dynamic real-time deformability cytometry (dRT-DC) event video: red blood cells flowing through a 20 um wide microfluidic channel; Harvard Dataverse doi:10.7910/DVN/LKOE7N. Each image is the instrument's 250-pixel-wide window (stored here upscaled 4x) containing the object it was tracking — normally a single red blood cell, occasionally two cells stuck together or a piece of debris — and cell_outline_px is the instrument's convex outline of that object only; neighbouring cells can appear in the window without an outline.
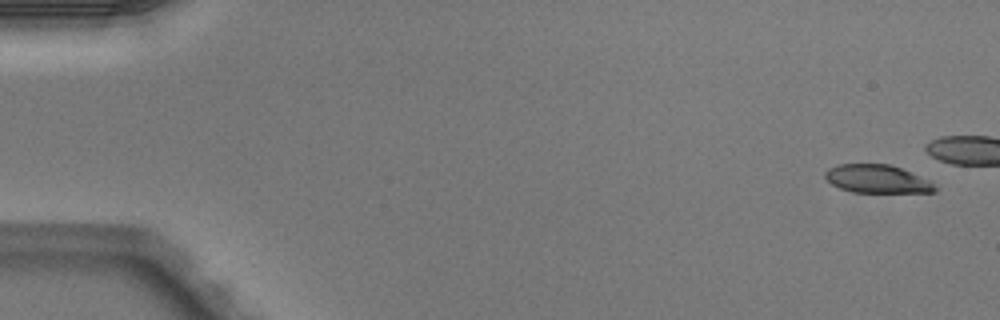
{"species": "Egyptian fruit bat (a non-hibernating species)", "species_latin": "Rousettus aegyptiacus", "temperature_condition": "warm", "stored_images_in_passage": 6, "camera_frame_rate_fps": 3000, "um_per_image_px": 0.085, "animal": {"sex": "male"}, "frame": {"image": 1, "passage_image": 1, "time_ms": 0.0, "image_size_px": [1000, 320], "cell_outline_px": [[936, 192], [852, 192], [840, 188], [832, 184], [824, 176], [824, 172], [828, 168], [840, 164], [888, 164], [900, 168], [928, 180], [936, 188]], "centroid_in_image_um": [74.5, 15.21], "position_along_channel_um": 10.5, "area_um2": 17.74}}
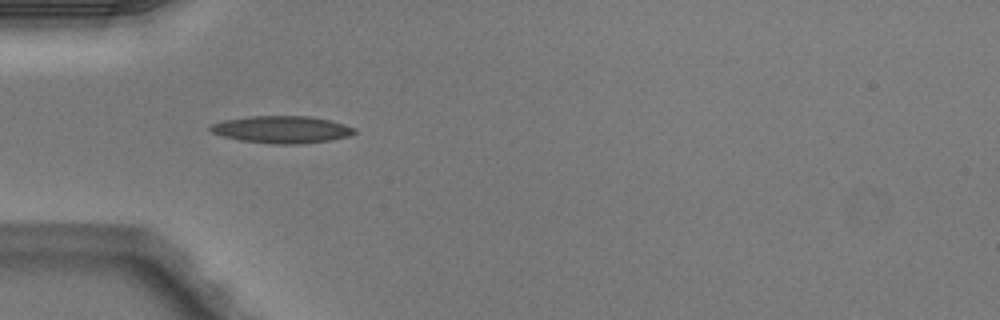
{"frame": {"image": 2, "passage_image": 6, "time_ms": 1.667, "image_size_px": [1000, 320], "cell_outline_px": [[356, 132], [348, 136], [328, 140], [296, 144], [272, 144], [240, 140], [224, 136], [212, 132], [208, 128], [212, 124], [224, 120], [252, 116], [308, 116], [328, 120], [344, 124], [356, 128]], "centroid_in_image_um": [23.95, 11.0], "position_along_channel_um": 61.1, "area_um2": 22.54}}